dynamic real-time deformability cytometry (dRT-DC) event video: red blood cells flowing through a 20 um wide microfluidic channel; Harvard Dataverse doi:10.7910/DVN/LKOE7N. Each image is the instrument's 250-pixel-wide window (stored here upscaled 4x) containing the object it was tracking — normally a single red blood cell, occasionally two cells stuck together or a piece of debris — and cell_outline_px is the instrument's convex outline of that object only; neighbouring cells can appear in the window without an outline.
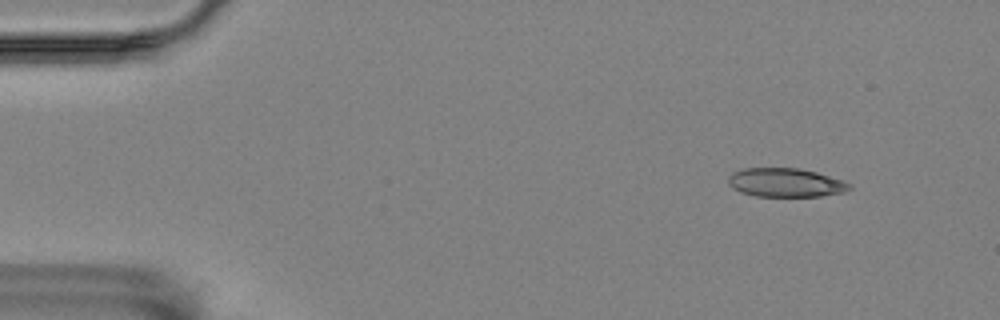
{"species": "Egyptian fruit bat (a non-hibernating species)", "species_latin": "Rousettus aegyptiacus", "temperature_condition": "room temperature", "stored_images_in_passage": 57, "camera_frame_rate_fps": 3000, "um_per_image_px": 0.085, "animal": {"sex": "female"}, "frame": {"image": 1, "passage_image": 6, "time_ms": 1.667, "image_size_px": [1000, 320], "cell_outline_px": [[852, 188], [844, 192], [820, 196], [756, 196], [740, 192], [732, 188], [728, 184], [728, 176], [732, 172], [744, 168], [800, 168], [816, 172], [844, 180], [852, 184]], "centroid_in_image_um": [66.78, 15.51], "position_along_channel_um": 18.2, "area_um2": 20.52}}
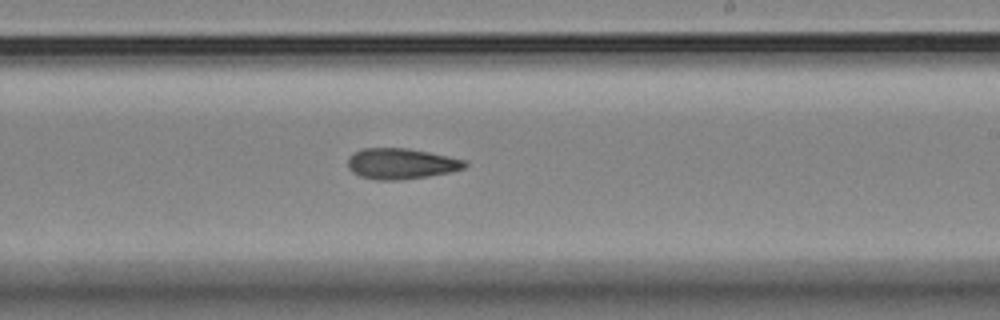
{"frame": {"image": 2, "passage_image": 34, "time_ms": 11.0, "image_size_px": [1000, 320], "cell_outline_px": [[468, 164], [464, 168], [452, 172], [428, 176], [400, 180], [376, 180], [360, 176], [352, 172], [348, 168], [348, 156], [352, 152], [364, 148], [408, 148], [448, 156], [464, 160]], "centroid_in_image_um": [34.06, 13.91], "position_along_channel_um": 254.9, "area_um2": 21.1}}
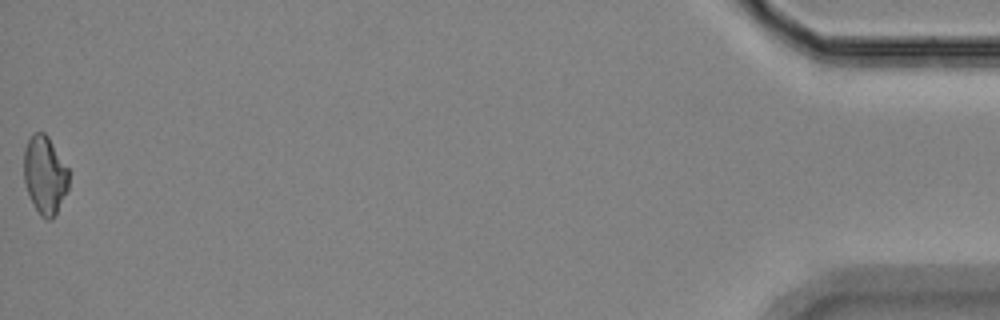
{"frame": {"image": 3, "passage_image": 57, "time_ms": 18.667, "image_size_px": [1000, 320], "cell_outline_px": [[68, 188], [52, 220], [48, 220], [40, 216], [28, 192], [24, 180], [24, 148], [28, 140], [36, 132], [44, 132], [48, 136], [68, 168]], "centroid_in_image_um": [3.81, 14.86], "position_along_channel_um": 431.4, "area_um2": 20.11}}